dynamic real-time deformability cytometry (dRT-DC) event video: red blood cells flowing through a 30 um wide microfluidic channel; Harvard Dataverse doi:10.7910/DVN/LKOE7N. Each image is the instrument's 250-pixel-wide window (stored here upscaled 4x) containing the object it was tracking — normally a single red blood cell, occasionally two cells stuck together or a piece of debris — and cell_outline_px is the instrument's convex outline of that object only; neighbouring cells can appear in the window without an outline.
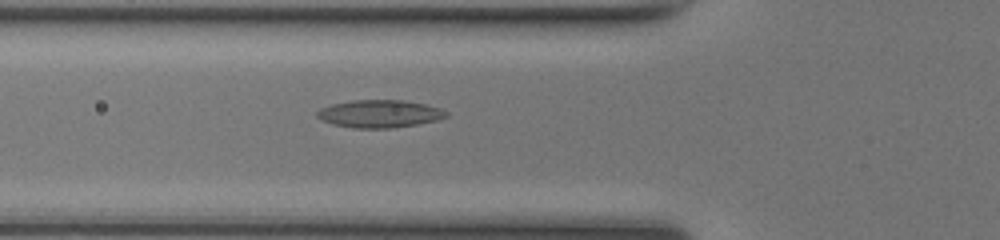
{"species": "common noctule bat (a hibernating species)", "species_latin": "Nyctalus noctula", "temperature_condition": "room temperature", "stored_images_in_passage": 39, "camera_frame_rate_fps": 3000, "um_per_image_px": 0.085, "animal": {"sex": "female", "body_mass_g": 17.0, "forearm_length_mm": 48.0}, "frame": {"image": 1, "passage_image": 10, "time_ms": 3.0, "image_size_px": [1000, 240], "cell_outline_px": [[448, 116], [440, 120], [392, 128], [352, 128], [332, 124], [316, 116], [316, 112], [320, 108], [332, 104], [352, 100], [400, 100], [424, 104], [440, 108], [448, 112]], "centroid_in_image_um": [32.27, 9.67], "position_along_channel_um": 93.5, "area_um2": 20.81}}
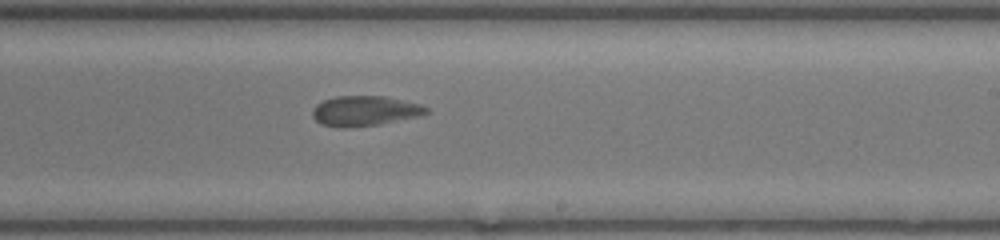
{"frame": {"image": 2, "passage_image": 22, "time_ms": 7.0, "image_size_px": [1000, 240], "cell_outline_px": [[428, 112], [420, 116], [380, 124], [344, 128], [340, 128], [320, 124], [312, 116], [312, 108], [316, 104], [324, 100], [336, 96], [384, 96], [420, 104], [428, 108]], "centroid_in_image_um": [30.97, 9.43], "position_along_channel_um": 258.0, "area_um2": 20.0}}
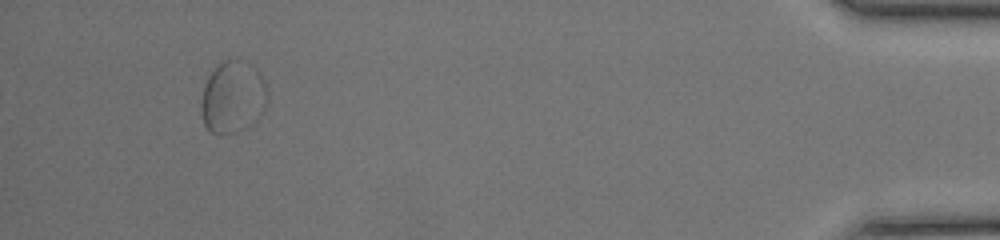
{"frame": {"image": 3, "passage_image": 39, "time_ms": 12.667, "image_size_px": [1000, 240], "cell_outline_px": [[268, 100], [260, 116], [248, 128], [236, 132], [212, 132], [204, 124], [200, 108], [200, 100], [208, 76], [224, 60], [232, 60], [252, 64], [260, 72], [268, 88]], "centroid_in_image_um": [19.82, 8.26], "position_along_channel_um": 415.4, "area_um2": 27.8}, "authors_computed_cell_mechanics": {"area_um2": 20.23, "velocity_mm_per_s": 4.1091, "shape_relaxation_time_tau1_ms": null, "shape_relaxation_time_tau2_ms": 3.7401, "deformation_change_tau1": null, "deformation_change_tau2": 0.0785}}